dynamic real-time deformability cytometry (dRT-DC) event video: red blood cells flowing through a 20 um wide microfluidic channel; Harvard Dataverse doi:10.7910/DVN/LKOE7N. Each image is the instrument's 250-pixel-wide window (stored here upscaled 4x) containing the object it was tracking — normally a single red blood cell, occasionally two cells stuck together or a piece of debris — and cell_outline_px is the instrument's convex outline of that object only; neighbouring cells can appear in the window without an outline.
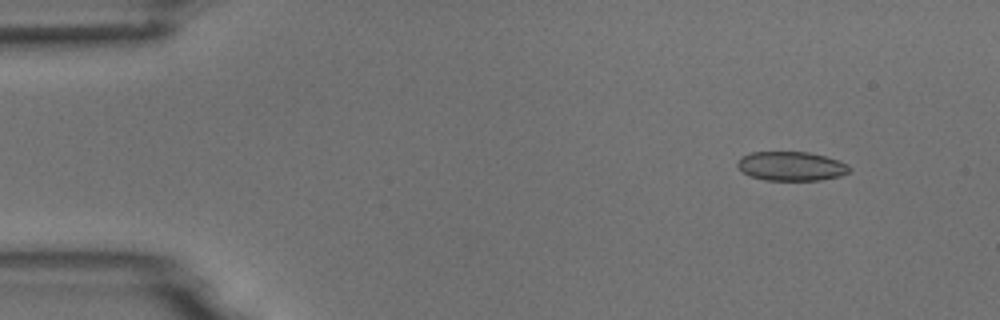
{"species": "common noctule bat (a hibernating species)", "species_latin": "Nyctalus noctula", "temperature_condition": "room temperature", "stored_images_in_passage": 6, "camera_frame_rate_fps": 3000, "um_per_image_px": 0.085, "animal": {"sex": "male", "body_mass_g": 18.8}, "frame": {"image": 1, "passage_image": 2, "time_ms": 1.0, "image_size_px": [1000, 320], "cell_outline_px": [[852, 168], [848, 172], [840, 176], [820, 180], [764, 180], [748, 176], [736, 164], [740, 156], [752, 152], [808, 152], [824, 156], [848, 164]], "centroid_in_image_um": [67.23, 14.12], "position_along_channel_um": 17.8, "area_um2": 19.02}}
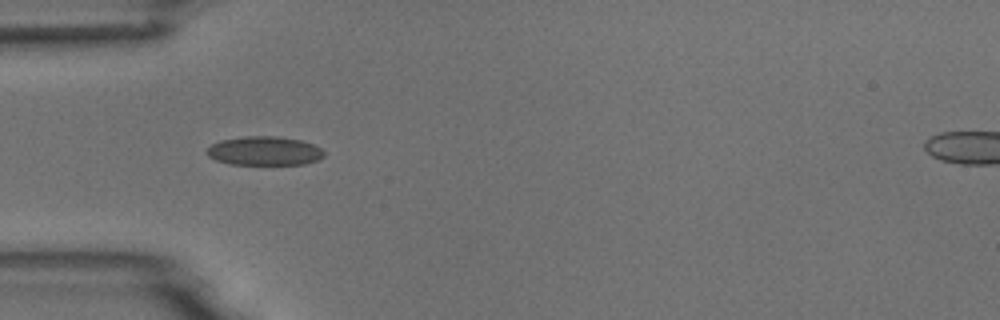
{"frame": {"image": 2, "passage_image": 5, "time_ms": 4.667, "image_size_px": [1000, 320], "cell_outline_px": [[324, 156], [320, 160], [304, 164], [228, 164], [216, 160], [208, 156], [204, 152], [212, 144], [220, 140], [244, 136], [276, 136], [300, 140], [312, 144], [320, 148], [324, 152]], "centroid_in_image_um": [22.46, 12.83], "position_along_channel_um": 62.5, "area_um2": 19.83}}